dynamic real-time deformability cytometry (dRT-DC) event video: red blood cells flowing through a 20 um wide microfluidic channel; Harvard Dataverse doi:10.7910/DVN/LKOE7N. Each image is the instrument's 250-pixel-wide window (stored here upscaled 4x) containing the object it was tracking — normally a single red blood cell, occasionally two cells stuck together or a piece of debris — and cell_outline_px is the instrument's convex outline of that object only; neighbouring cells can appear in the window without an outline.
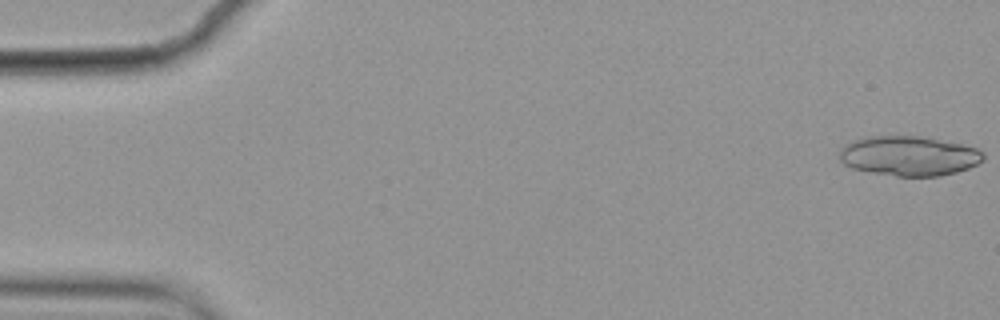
{"species": "common noctule bat (a hibernating species)", "species_latin": "Nyctalus noctula", "temperature_condition": "cold", "stored_images_in_passage": 4, "camera_frame_rate_fps": 3000, "um_per_image_px": 0.085, "animal": {"sex": "female", "body_mass_g": 19.9}, "frame": {"image": 1, "passage_image": 1, "time_ms": 0.0, "image_size_px": [1000, 320], "cell_outline_px": [[984, 160], [968, 168], [956, 172], [940, 176], [896, 176], [872, 172], [852, 168], [844, 164], [840, 160], [840, 148], [844, 144], [852, 140], [864, 136], [920, 136], [960, 144], [976, 148], [984, 152]], "centroid_in_image_um": [77.23, 13.24], "position_along_channel_um": 7.8, "area_um2": 33.35}}